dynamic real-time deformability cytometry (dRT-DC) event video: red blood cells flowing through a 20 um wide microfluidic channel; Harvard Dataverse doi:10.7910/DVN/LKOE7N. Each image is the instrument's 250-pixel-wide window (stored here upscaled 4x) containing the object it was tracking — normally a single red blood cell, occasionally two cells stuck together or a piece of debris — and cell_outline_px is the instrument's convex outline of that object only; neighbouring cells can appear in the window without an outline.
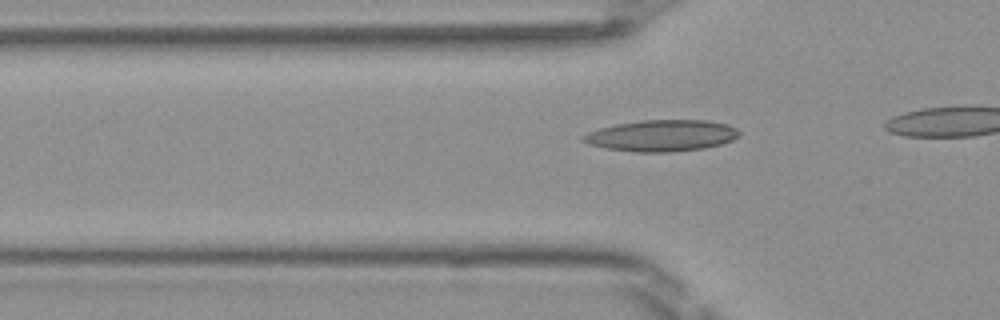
{"species": "Egyptian fruit bat (a non-hibernating species)", "species_latin": "Rousettus aegyptiacus", "temperature_condition": "room temperature", "stored_images_in_passage": 17, "camera_frame_rate_fps": 3000, "um_per_image_px": 0.085, "frame": {"image": 1, "passage_image": 12, "time_ms": 3.667, "image_size_px": [1000, 320], "cell_outline_px": [[740, 136], [732, 140], [720, 144], [704, 148], [672, 152], [636, 152], [604, 148], [588, 144], [580, 140], [580, 136], [588, 132], [600, 128], [616, 124], [640, 120], [708, 120], [724, 124], [736, 128], [740, 132]], "centroid_in_image_um": [56.2, 11.53], "position_along_channel_um": 69.6, "area_um2": 28.67}}